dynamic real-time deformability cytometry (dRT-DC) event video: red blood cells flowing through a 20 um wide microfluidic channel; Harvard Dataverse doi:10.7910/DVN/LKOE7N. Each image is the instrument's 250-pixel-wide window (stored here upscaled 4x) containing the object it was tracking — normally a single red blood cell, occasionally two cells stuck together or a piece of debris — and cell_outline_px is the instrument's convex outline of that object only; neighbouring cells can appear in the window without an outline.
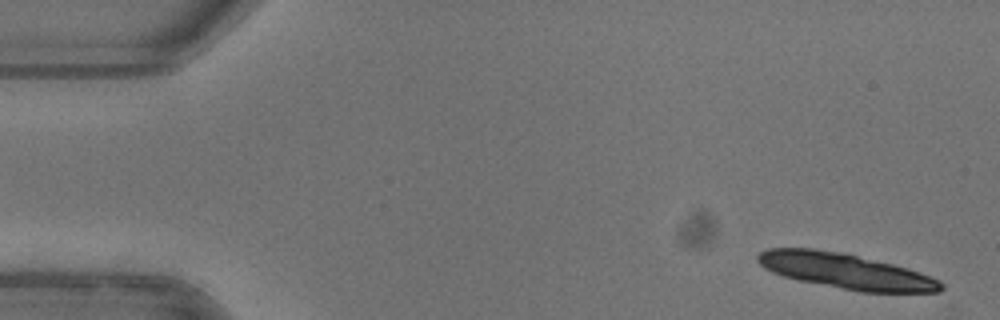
{"species": "common noctule bat (a hibernating species)", "species_latin": "Nyctalus noctula", "temperature_condition": "warm", "stored_images_in_passage": 13, "camera_frame_rate_fps": 3000, "um_per_image_px": 0.085, "animal": {"sex": "female"}, "frame": {"image": 1, "passage_image": 1, "time_ms": 0.0, "image_size_px": [1000, 320], "cell_outline_px": [[944, 288], [940, 292], [860, 292], [800, 280], [784, 276], [772, 272], [764, 268], [756, 260], [756, 256], [760, 252], [768, 248], [812, 248], [844, 252], [908, 268], [920, 272], [940, 280], [944, 284]], "centroid_in_image_um": [71.89, 23.03], "position_along_channel_um": 13.1, "area_um2": 37.8}}